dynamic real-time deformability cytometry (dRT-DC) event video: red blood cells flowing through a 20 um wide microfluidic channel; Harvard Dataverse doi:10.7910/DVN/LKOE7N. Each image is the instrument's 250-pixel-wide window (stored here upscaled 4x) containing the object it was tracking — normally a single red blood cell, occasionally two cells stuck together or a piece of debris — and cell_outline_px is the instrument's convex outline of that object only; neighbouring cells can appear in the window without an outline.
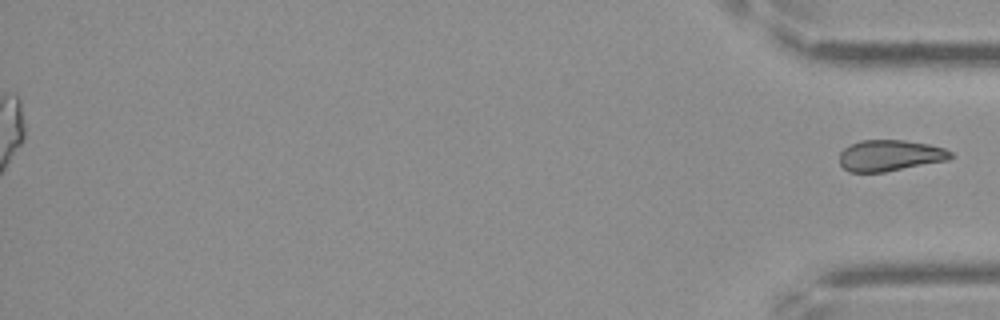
{"species": "Egyptian fruit bat (a non-hibernating species)", "species_latin": "Rousettus aegyptiacus", "temperature_condition": "cold", "stored_images_in_passage": 59, "segment_of_instrument_passage": [2, 2], "camera_frame_rate_fps": 3000, "um_per_image_px": 0.085, "frame": {"image": 1, "passage_image": 59, "time_ms": 19.333, "image_size_px": [1000, 320], "cell_outline_px": [[952, 156], [948, 160], [884, 172], [848, 172], [840, 164], [840, 152], [844, 148], [860, 140], [904, 140], [928, 144], [944, 148], [952, 152]], "centroid_in_image_um": [75.63, 13.22], "position_along_channel_um": 359.6, "area_um2": 20.11}}